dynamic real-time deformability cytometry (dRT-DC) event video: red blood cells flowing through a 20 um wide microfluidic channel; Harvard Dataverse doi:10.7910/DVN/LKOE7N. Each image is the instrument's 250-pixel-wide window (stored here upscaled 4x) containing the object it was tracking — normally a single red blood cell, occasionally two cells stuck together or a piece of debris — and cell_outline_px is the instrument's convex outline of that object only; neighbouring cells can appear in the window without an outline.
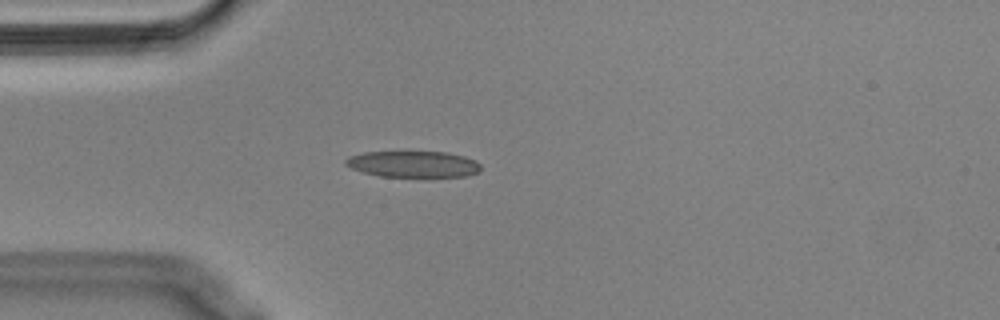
{"species": "Egyptian fruit bat (a non-hibernating species)", "species_latin": "Rousettus aegyptiacus", "temperature_condition": "cold", "stored_images_in_passage": 40, "camera_frame_rate_fps": 3000, "um_per_image_px": 0.085, "animal": {"sex": "male"}, "frame": {"image": 1, "passage_image": 4, "time_ms": 1.0, "image_size_px": [1000, 320], "cell_outline_px": [[480, 172], [468, 176], [428, 180], [380, 176], [364, 172], [352, 168], [344, 164], [344, 160], [348, 156], [364, 152], [448, 152], [464, 156], [476, 160], [480, 164]], "centroid_in_image_um": [35.2, 14.01], "position_along_channel_um": 49.8, "area_um2": 21.91}}
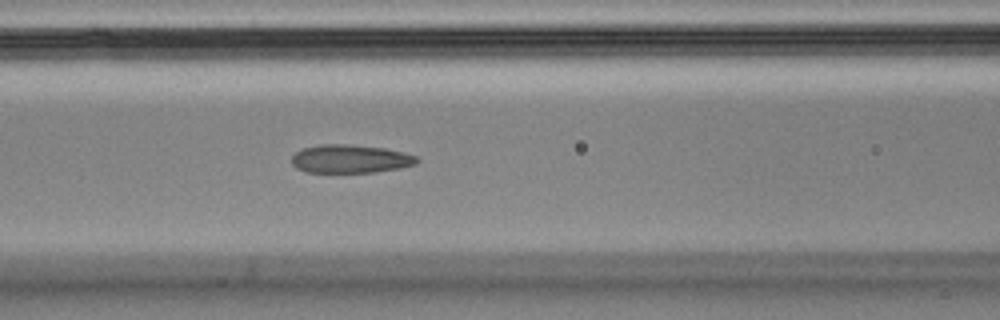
{"frame": {"image": 2, "passage_image": 12, "time_ms": 3.667, "image_size_px": [1000, 320], "cell_outline_px": [[420, 160], [416, 164], [400, 168], [372, 172], [308, 172], [296, 168], [292, 164], [292, 156], [296, 152], [304, 148], [320, 144], [348, 144], [384, 148], [404, 152], [416, 156]], "centroid_in_image_um": [29.79, 13.5], "position_along_channel_um": 136.8, "area_um2": 20.63}}
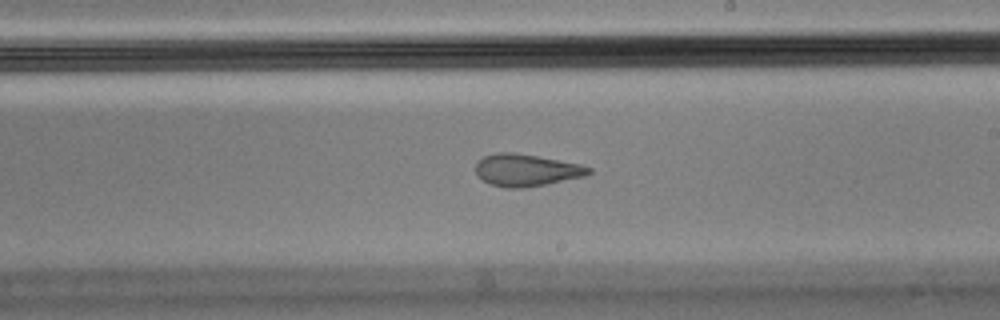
{"frame": {"image": 3, "passage_image": 21, "time_ms": 6.667, "image_size_px": [1000, 320], "cell_outline_px": [[592, 172], [588, 176], [524, 188], [504, 188], [488, 184], [476, 172], [476, 160], [484, 156], [496, 152], [512, 152], [536, 156], [580, 164], [592, 168]], "centroid_in_image_um": [44.74, 14.47], "position_along_channel_um": 244.3, "area_um2": 21.27}, "authors_computed_cell_mechanics": {"area_um2": 21.5594, "velocity_mm_per_s": 3.587, "shape_relaxation_time_tau1_ms": null, "shape_relaxation_time_tau2_ms": 2.2552, "deformation_change_tau1": null, "deformation_change_tau2": 0.0961}}